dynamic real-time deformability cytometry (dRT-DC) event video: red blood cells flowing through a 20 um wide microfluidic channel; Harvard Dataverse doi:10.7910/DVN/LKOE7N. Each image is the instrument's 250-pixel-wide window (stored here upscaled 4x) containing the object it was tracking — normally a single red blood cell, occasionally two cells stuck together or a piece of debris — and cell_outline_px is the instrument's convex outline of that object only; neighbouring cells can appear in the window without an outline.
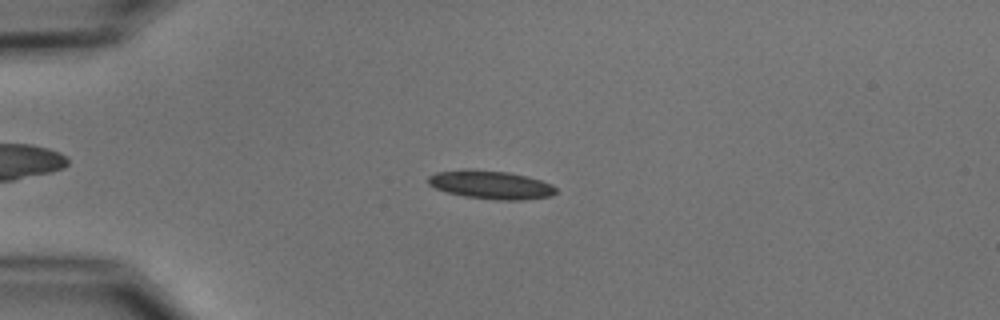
{"species": "common noctule bat (a hibernating species)", "species_latin": "Nyctalus noctula", "temperature_condition": "cold", "stored_images_in_passage": 54, "camera_frame_rate_fps": 3000, "um_per_image_px": 0.085, "animal": {"sex": "male", "body_mass_g": 15.6}, "frame": {"image": 1, "passage_image": 14, "time_ms": 4.333, "image_size_px": [1000, 320], "cell_outline_px": [[556, 192], [552, 196], [520, 200], [496, 200], [464, 196], [448, 192], [436, 188], [428, 184], [428, 176], [436, 172], [464, 168], [468, 168], [508, 172], [540, 180], [552, 184], [556, 188]], "centroid_in_image_um": [41.69, 15.69], "position_along_channel_um": 43.3, "area_um2": 21.21}}
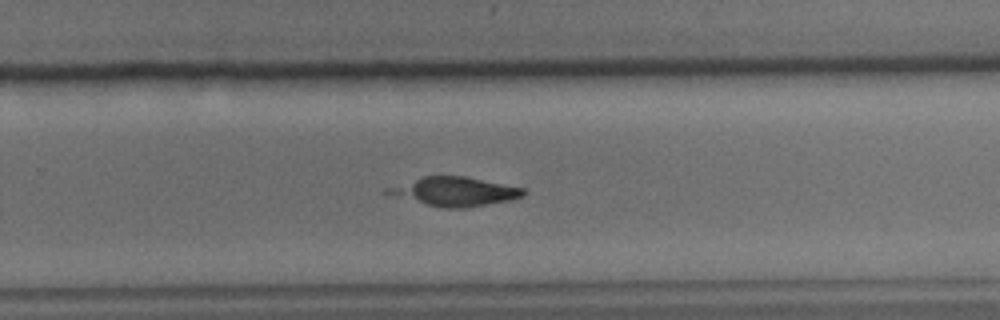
{"frame": {"image": 2, "passage_image": 36, "time_ms": 11.667, "image_size_px": [1000, 320], "cell_outline_px": [[528, 192], [524, 196], [512, 200], [464, 208], [440, 208], [384, 192], [384, 188], [420, 176], [464, 176], [524, 188]], "centroid_in_image_um": [38.67, 16.27], "position_along_channel_um": 291.1, "area_um2": 22.83}}
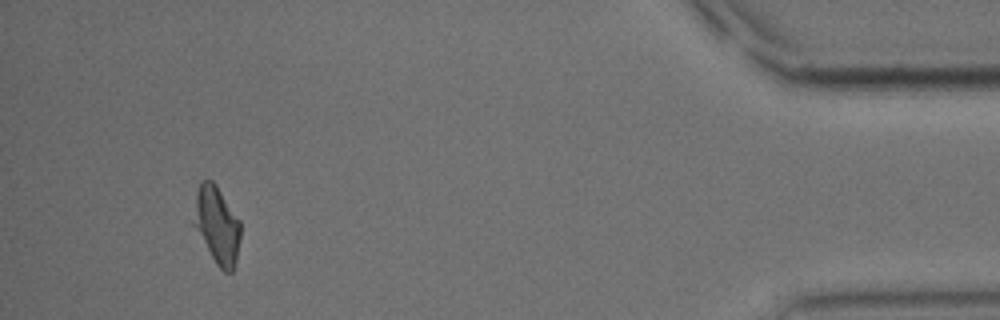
{"frame": {"image": 3, "passage_image": 51, "time_ms": 16.667, "image_size_px": [1000, 320], "cell_outline_px": [[240, 236], [236, 260], [232, 272], [224, 272], [216, 264], [192, 224], [196, 192], [200, 180], [212, 180], [216, 184], [240, 220]], "centroid_in_image_um": [18.42, 19.11], "position_along_channel_um": 416.8, "area_um2": 21.1}}